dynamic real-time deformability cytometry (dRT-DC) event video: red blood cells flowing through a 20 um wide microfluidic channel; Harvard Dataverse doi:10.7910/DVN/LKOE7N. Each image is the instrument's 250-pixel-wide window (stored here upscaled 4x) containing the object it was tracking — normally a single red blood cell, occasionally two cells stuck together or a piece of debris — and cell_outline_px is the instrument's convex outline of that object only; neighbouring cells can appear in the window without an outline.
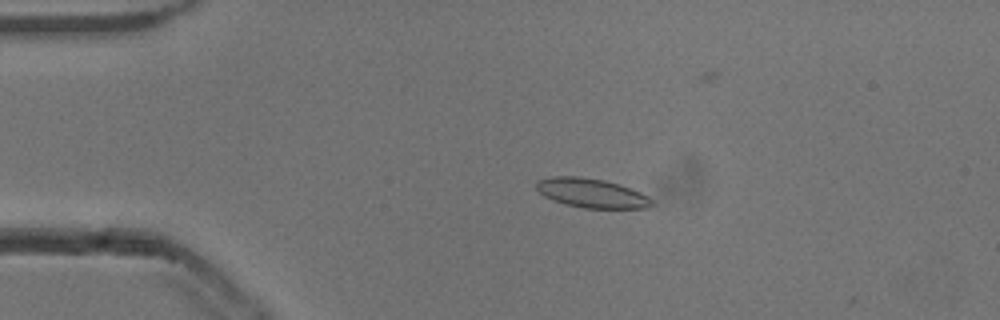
{"species": "common noctule bat (a hibernating species)", "species_latin": "Nyctalus noctula", "temperature_condition": "cold", "stored_images_in_passage": 53, "camera_frame_rate_fps": 3000, "um_per_image_px": 0.085, "animal": {"sex": "male", "body_mass_g": 13.3}, "frame": {"image": 1, "passage_image": 11, "time_ms": 3.333, "image_size_px": [1000, 320], "cell_outline_px": [[656, 204], [648, 208], [584, 208], [564, 204], [552, 200], [544, 196], [536, 188], [536, 180], [552, 176], [580, 176], [604, 180], [640, 192], [648, 196]], "centroid_in_image_um": [50.26, 16.41], "position_along_channel_um": 34.7, "area_um2": 19.71}}
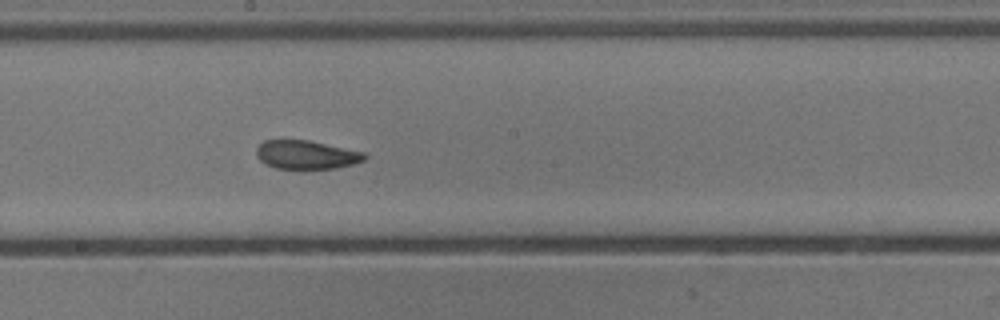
{"frame": {"image": 2, "passage_image": 29, "time_ms": 9.333, "image_size_px": [1000, 320], "cell_outline_px": [[368, 156], [364, 160], [352, 164], [336, 168], [276, 168], [264, 164], [256, 156], [256, 148], [264, 140], [308, 140], [364, 152]], "centroid_in_image_um": [26.02, 13.15], "position_along_channel_um": 222.2, "area_um2": 17.92}}
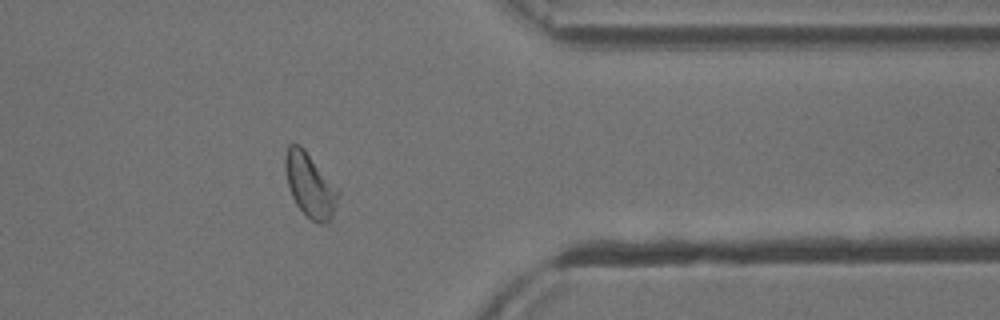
{"frame": {"image": 3, "passage_image": 43, "time_ms": 14.0, "image_size_px": [1000, 320], "cell_outline_px": [[340, 192], [332, 220], [324, 224], [320, 224], [312, 220], [296, 204], [292, 196], [288, 184], [284, 168], [284, 156], [288, 144], [300, 144], [304, 148], [340, 188]], "centroid_in_image_um": [26.38, 15.71], "position_along_channel_um": 385.0, "area_um2": 20.17}, "authors_computed_cell_mechanics": {"area_um2": 19.4786, "velocity_mm_per_s": 3.8161, "shape_relaxation_time_tau1_ms": 5.9818, "shape_relaxation_time_tau2_ms": 2.0984, "deformation_change_tau1": 0.1185, "deformation_change_tau2": 0.0794}}